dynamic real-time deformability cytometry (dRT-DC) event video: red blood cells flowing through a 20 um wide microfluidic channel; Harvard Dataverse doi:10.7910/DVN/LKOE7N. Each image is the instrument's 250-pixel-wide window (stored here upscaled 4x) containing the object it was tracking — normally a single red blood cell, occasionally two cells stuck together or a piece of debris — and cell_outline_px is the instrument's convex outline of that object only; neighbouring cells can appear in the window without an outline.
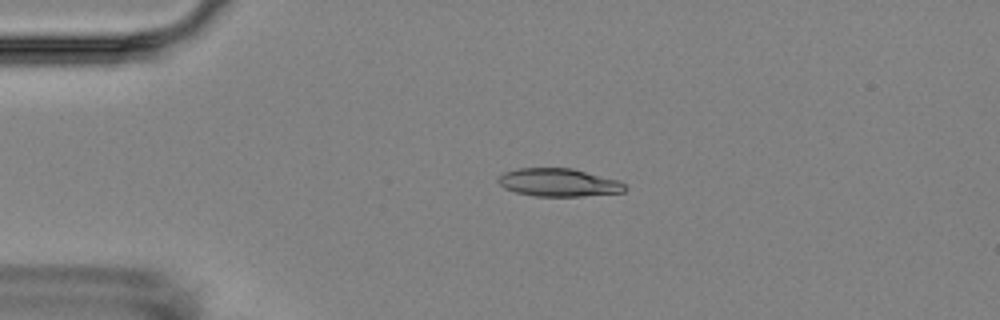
{"species": "Egyptian fruit bat (a non-hibernating species)", "species_latin": "Rousettus aegyptiacus", "temperature_condition": "room temperature", "stored_images_in_passage": 4, "camera_frame_rate_fps": 3000, "um_per_image_px": 0.085, "animal": {"sex": "female"}, "frame": {"image": 1, "passage_image": 3, "time_ms": 2.333, "image_size_px": [1000, 320], "cell_outline_px": [[628, 188], [624, 192], [580, 196], [536, 196], [516, 192], [504, 188], [496, 180], [496, 176], [504, 172], [516, 168], [572, 168], [616, 180], [624, 184]], "centroid_in_image_um": [47.43, 15.51], "position_along_channel_um": 37.6, "area_um2": 20.63}}